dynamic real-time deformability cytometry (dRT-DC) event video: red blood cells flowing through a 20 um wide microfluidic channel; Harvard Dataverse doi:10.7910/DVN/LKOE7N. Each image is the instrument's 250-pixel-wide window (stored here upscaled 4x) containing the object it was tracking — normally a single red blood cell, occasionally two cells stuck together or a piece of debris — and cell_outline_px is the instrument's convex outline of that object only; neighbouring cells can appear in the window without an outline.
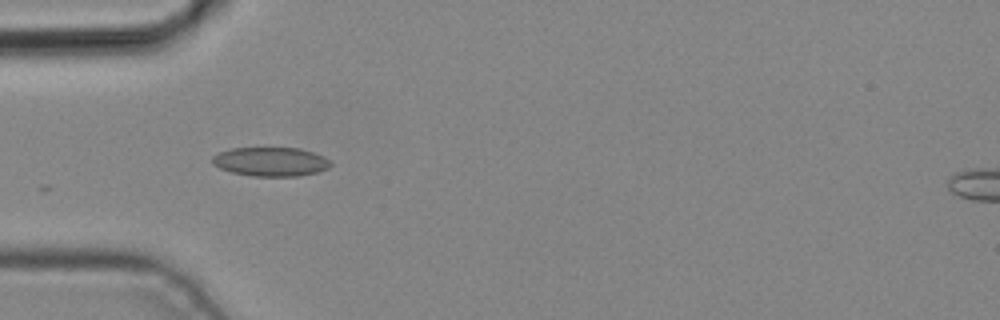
{"species": "common noctule bat (a hibernating species)", "species_latin": "Nyctalus noctula", "temperature_condition": "cold", "stored_images_in_passage": 5, "camera_frame_rate_fps": 3000, "um_per_image_px": 0.085, "animal": {"sex": "male", "body_mass_g": 19.2, "forearm_length_mm": 51.8}, "frame": {"image": 1, "passage_image": 4, "time_ms": 1.0, "image_size_px": [1000, 320], "cell_outline_px": [[332, 164], [328, 168], [316, 172], [296, 176], [252, 176], [232, 172], [220, 168], [212, 164], [212, 156], [220, 152], [232, 148], [300, 148], [324, 156]], "centroid_in_image_um": [22.99, 13.74], "position_along_channel_um": 62.0, "area_um2": 19.88}}
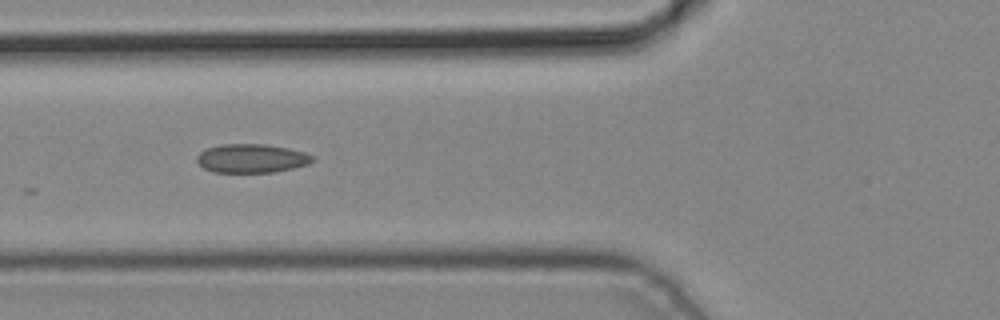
{"frame": {"image": 2, "passage_image": 5, "time_ms": 1.333, "image_size_px": [1000, 320], "cell_outline_px": [[316, 160], [308, 164], [276, 172], [212, 172], [204, 168], [196, 160], [196, 156], [200, 152], [208, 148], [220, 144], [264, 144], [288, 148], [304, 152], [312, 156]], "centroid_in_image_um": [21.38, 13.46], "position_along_channel_um": 104.4, "area_um2": 19.36}}